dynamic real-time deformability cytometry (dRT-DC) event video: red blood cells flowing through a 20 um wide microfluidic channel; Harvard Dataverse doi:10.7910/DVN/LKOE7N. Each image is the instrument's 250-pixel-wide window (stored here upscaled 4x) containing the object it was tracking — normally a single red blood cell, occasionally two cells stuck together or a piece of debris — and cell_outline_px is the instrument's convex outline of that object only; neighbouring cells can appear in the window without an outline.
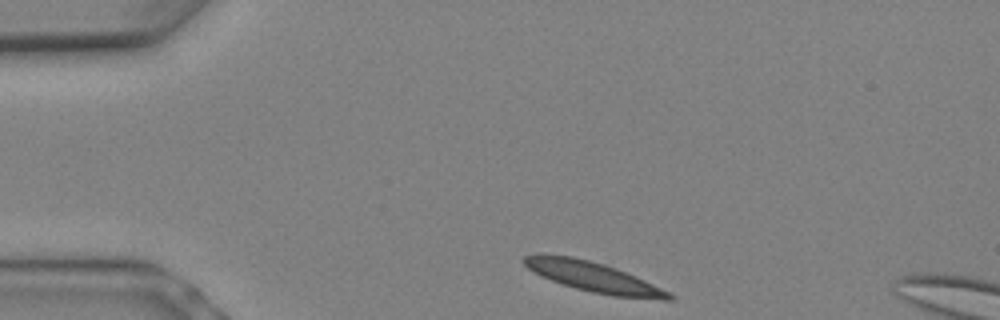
{"species": "Egyptian fruit bat (a non-hibernating species)", "species_latin": "Rousettus aegyptiacus", "temperature_condition": "warm", "stored_images_in_passage": 2, "camera_frame_rate_fps": 3000, "um_per_image_px": 0.085, "animal": {"sex": "female"}, "frame": {"image": 1, "passage_image": 1, "time_ms": 0.0, "image_size_px": [1000, 320], "cell_outline_px": [[672, 296], [624, 296], [600, 292], [580, 288], [544, 276], [536, 272], [524, 260], [528, 256], [564, 256], [584, 260], [612, 268], [632, 276]], "centroid_in_image_um": [50.26, 23.49], "position_along_channel_um": 34.7, "area_um2": 21.1}}